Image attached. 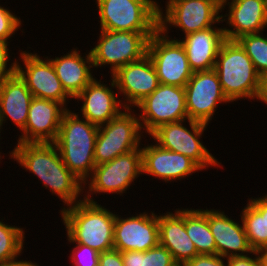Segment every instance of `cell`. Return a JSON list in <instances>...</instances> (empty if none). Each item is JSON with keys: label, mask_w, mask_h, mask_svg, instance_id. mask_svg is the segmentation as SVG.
I'll return each mask as SVG.
<instances>
[{"label": "cell", "mask_w": 267, "mask_h": 266, "mask_svg": "<svg viewBox=\"0 0 267 266\" xmlns=\"http://www.w3.org/2000/svg\"><path fill=\"white\" fill-rule=\"evenodd\" d=\"M15 144L8 151V159L16 161L23 170L40 179L51 195L58 196L64 203L61 210L83 199V183L66 167L55 143Z\"/></svg>", "instance_id": "6da1fadb"}, {"label": "cell", "mask_w": 267, "mask_h": 266, "mask_svg": "<svg viewBox=\"0 0 267 266\" xmlns=\"http://www.w3.org/2000/svg\"><path fill=\"white\" fill-rule=\"evenodd\" d=\"M105 207L82 199L59 210L68 242L89 246L99 253L114 249L116 213Z\"/></svg>", "instance_id": "7a4b0ae2"}, {"label": "cell", "mask_w": 267, "mask_h": 266, "mask_svg": "<svg viewBox=\"0 0 267 266\" xmlns=\"http://www.w3.org/2000/svg\"><path fill=\"white\" fill-rule=\"evenodd\" d=\"M98 131L99 126L80 118L79 113L74 110L67 109L54 142L66 167L83 184L96 166L94 148Z\"/></svg>", "instance_id": "3957f363"}, {"label": "cell", "mask_w": 267, "mask_h": 266, "mask_svg": "<svg viewBox=\"0 0 267 266\" xmlns=\"http://www.w3.org/2000/svg\"><path fill=\"white\" fill-rule=\"evenodd\" d=\"M214 70L224 94L232 103L247 98L258 102L262 77L236 40L226 39L222 43Z\"/></svg>", "instance_id": "277c9868"}, {"label": "cell", "mask_w": 267, "mask_h": 266, "mask_svg": "<svg viewBox=\"0 0 267 266\" xmlns=\"http://www.w3.org/2000/svg\"><path fill=\"white\" fill-rule=\"evenodd\" d=\"M189 124V128L186 125ZM208 124L185 119L167 123L155 129L149 137L161 148L185 155L193 160L202 170L209 167L223 168L222 163L210 153L201 138L204 137ZM203 135V136H202ZM154 139V140H153Z\"/></svg>", "instance_id": "5b68a950"}, {"label": "cell", "mask_w": 267, "mask_h": 266, "mask_svg": "<svg viewBox=\"0 0 267 266\" xmlns=\"http://www.w3.org/2000/svg\"><path fill=\"white\" fill-rule=\"evenodd\" d=\"M94 5L101 30L156 32L159 29L157 0H96Z\"/></svg>", "instance_id": "8992f818"}, {"label": "cell", "mask_w": 267, "mask_h": 266, "mask_svg": "<svg viewBox=\"0 0 267 266\" xmlns=\"http://www.w3.org/2000/svg\"><path fill=\"white\" fill-rule=\"evenodd\" d=\"M143 175L141 148L121 154L109 162L96 165L92 175L83 184V199H93L101 194L124 196L134 181ZM98 194V195H97Z\"/></svg>", "instance_id": "52a82bcc"}, {"label": "cell", "mask_w": 267, "mask_h": 266, "mask_svg": "<svg viewBox=\"0 0 267 266\" xmlns=\"http://www.w3.org/2000/svg\"><path fill=\"white\" fill-rule=\"evenodd\" d=\"M154 33L100 30L97 43L90 49L94 69L110 67L112 76L122 66L140 60L147 55Z\"/></svg>", "instance_id": "ba28073f"}, {"label": "cell", "mask_w": 267, "mask_h": 266, "mask_svg": "<svg viewBox=\"0 0 267 266\" xmlns=\"http://www.w3.org/2000/svg\"><path fill=\"white\" fill-rule=\"evenodd\" d=\"M136 112L126 108L108 123L99 126L94 148L95 165L141 148L144 132Z\"/></svg>", "instance_id": "9c48e42d"}, {"label": "cell", "mask_w": 267, "mask_h": 266, "mask_svg": "<svg viewBox=\"0 0 267 266\" xmlns=\"http://www.w3.org/2000/svg\"><path fill=\"white\" fill-rule=\"evenodd\" d=\"M165 10L160 7L159 30L168 36L171 27L182 31V36L223 25L221 8L211 0H166ZM165 11V12H164ZM221 23V24H220Z\"/></svg>", "instance_id": "30bf717a"}, {"label": "cell", "mask_w": 267, "mask_h": 266, "mask_svg": "<svg viewBox=\"0 0 267 266\" xmlns=\"http://www.w3.org/2000/svg\"><path fill=\"white\" fill-rule=\"evenodd\" d=\"M142 130L150 135L159 126L188 119L184 87L160 83L135 109Z\"/></svg>", "instance_id": "8fae6325"}, {"label": "cell", "mask_w": 267, "mask_h": 266, "mask_svg": "<svg viewBox=\"0 0 267 266\" xmlns=\"http://www.w3.org/2000/svg\"><path fill=\"white\" fill-rule=\"evenodd\" d=\"M147 54L154 64L159 83L185 87L191 79L193 71L179 40L165 36L158 29L149 38Z\"/></svg>", "instance_id": "7c38bea8"}, {"label": "cell", "mask_w": 267, "mask_h": 266, "mask_svg": "<svg viewBox=\"0 0 267 266\" xmlns=\"http://www.w3.org/2000/svg\"><path fill=\"white\" fill-rule=\"evenodd\" d=\"M19 52L16 73L25 82L33 97L59 102L68 109L72 98L63 89L52 62L47 57L43 56V59L41 54L36 52L21 49Z\"/></svg>", "instance_id": "4fadbf2b"}, {"label": "cell", "mask_w": 267, "mask_h": 266, "mask_svg": "<svg viewBox=\"0 0 267 266\" xmlns=\"http://www.w3.org/2000/svg\"><path fill=\"white\" fill-rule=\"evenodd\" d=\"M185 88L188 119L208 124L214 119L219 104L231 101L224 94L214 69L193 72Z\"/></svg>", "instance_id": "5bb4252c"}, {"label": "cell", "mask_w": 267, "mask_h": 266, "mask_svg": "<svg viewBox=\"0 0 267 266\" xmlns=\"http://www.w3.org/2000/svg\"><path fill=\"white\" fill-rule=\"evenodd\" d=\"M148 213L139 212L124 218L116 214L113 233L115 250L145 252L159 245L158 215L154 210Z\"/></svg>", "instance_id": "9a60e30c"}, {"label": "cell", "mask_w": 267, "mask_h": 266, "mask_svg": "<svg viewBox=\"0 0 267 266\" xmlns=\"http://www.w3.org/2000/svg\"><path fill=\"white\" fill-rule=\"evenodd\" d=\"M125 108H135L160 84L151 58L145 55L138 61L119 68L111 76Z\"/></svg>", "instance_id": "2e32d148"}, {"label": "cell", "mask_w": 267, "mask_h": 266, "mask_svg": "<svg viewBox=\"0 0 267 266\" xmlns=\"http://www.w3.org/2000/svg\"><path fill=\"white\" fill-rule=\"evenodd\" d=\"M110 83L101 81L96 77L74 98L81 105L80 117L87 119L97 126L108 123L118 116L125 108L116 88L113 78L110 76ZM105 82V83H104ZM113 89V90H112ZM115 90V91H114ZM119 97V98H118Z\"/></svg>", "instance_id": "e0dca14e"}, {"label": "cell", "mask_w": 267, "mask_h": 266, "mask_svg": "<svg viewBox=\"0 0 267 266\" xmlns=\"http://www.w3.org/2000/svg\"><path fill=\"white\" fill-rule=\"evenodd\" d=\"M142 167L143 174L166 183L172 181H181L193 173L202 171V169L190 158L170 150L161 148L155 142L143 144Z\"/></svg>", "instance_id": "ac0fdd59"}, {"label": "cell", "mask_w": 267, "mask_h": 266, "mask_svg": "<svg viewBox=\"0 0 267 266\" xmlns=\"http://www.w3.org/2000/svg\"><path fill=\"white\" fill-rule=\"evenodd\" d=\"M225 9L226 13L223 14ZM221 12V21L226 22L223 29L227 40H236L245 34L266 32V0H228Z\"/></svg>", "instance_id": "d6986e66"}, {"label": "cell", "mask_w": 267, "mask_h": 266, "mask_svg": "<svg viewBox=\"0 0 267 266\" xmlns=\"http://www.w3.org/2000/svg\"><path fill=\"white\" fill-rule=\"evenodd\" d=\"M66 110L59 102L33 97L25 128L20 132L17 142L54 143Z\"/></svg>", "instance_id": "ffe728a7"}, {"label": "cell", "mask_w": 267, "mask_h": 266, "mask_svg": "<svg viewBox=\"0 0 267 266\" xmlns=\"http://www.w3.org/2000/svg\"><path fill=\"white\" fill-rule=\"evenodd\" d=\"M208 224L214 237L217 254L221 257L246 256L254 252L248 242L242 220L237 222L224 210L210 208Z\"/></svg>", "instance_id": "44dd1931"}, {"label": "cell", "mask_w": 267, "mask_h": 266, "mask_svg": "<svg viewBox=\"0 0 267 266\" xmlns=\"http://www.w3.org/2000/svg\"><path fill=\"white\" fill-rule=\"evenodd\" d=\"M184 46L190 68L193 72L214 69L218 52L226 40L223 26H213L205 30L187 34L179 39Z\"/></svg>", "instance_id": "7402d4cb"}, {"label": "cell", "mask_w": 267, "mask_h": 266, "mask_svg": "<svg viewBox=\"0 0 267 266\" xmlns=\"http://www.w3.org/2000/svg\"><path fill=\"white\" fill-rule=\"evenodd\" d=\"M78 49L73 47L63 56L55 58L46 56L52 62L63 89L72 99L95 78L90 51L83 55Z\"/></svg>", "instance_id": "603a6c76"}, {"label": "cell", "mask_w": 267, "mask_h": 266, "mask_svg": "<svg viewBox=\"0 0 267 266\" xmlns=\"http://www.w3.org/2000/svg\"><path fill=\"white\" fill-rule=\"evenodd\" d=\"M180 208L174 213H158L159 244L172 254L175 262L186 263L199 254L185 230V209Z\"/></svg>", "instance_id": "cb8c5ba5"}, {"label": "cell", "mask_w": 267, "mask_h": 266, "mask_svg": "<svg viewBox=\"0 0 267 266\" xmlns=\"http://www.w3.org/2000/svg\"><path fill=\"white\" fill-rule=\"evenodd\" d=\"M32 99V93L17 73L0 79V120L2 129L9 119L22 132L28 119Z\"/></svg>", "instance_id": "d4e9b609"}, {"label": "cell", "mask_w": 267, "mask_h": 266, "mask_svg": "<svg viewBox=\"0 0 267 266\" xmlns=\"http://www.w3.org/2000/svg\"><path fill=\"white\" fill-rule=\"evenodd\" d=\"M246 203L239 219L242 220L251 248L259 251L267 247L266 194L248 198Z\"/></svg>", "instance_id": "484cf974"}, {"label": "cell", "mask_w": 267, "mask_h": 266, "mask_svg": "<svg viewBox=\"0 0 267 266\" xmlns=\"http://www.w3.org/2000/svg\"><path fill=\"white\" fill-rule=\"evenodd\" d=\"M185 230L198 254L217 255L214 237L208 224V208H185Z\"/></svg>", "instance_id": "4316f807"}, {"label": "cell", "mask_w": 267, "mask_h": 266, "mask_svg": "<svg viewBox=\"0 0 267 266\" xmlns=\"http://www.w3.org/2000/svg\"><path fill=\"white\" fill-rule=\"evenodd\" d=\"M0 220V262L20 257L25 245V230L21 226L9 225ZM21 227V228H20Z\"/></svg>", "instance_id": "83f0119b"}, {"label": "cell", "mask_w": 267, "mask_h": 266, "mask_svg": "<svg viewBox=\"0 0 267 266\" xmlns=\"http://www.w3.org/2000/svg\"><path fill=\"white\" fill-rule=\"evenodd\" d=\"M263 33L245 34L236 39L261 77L267 74V34Z\"/></svg>", "instance_id": "f1b7e54d"}, {"label": "cell", "mask_w": 267, "mask_h": 266, "mask_svg": "<svg viewBox=\"0 0 267 266\" xmlns=\"http://www.w3.org/2000/svg\"><path fill=\"white\" fill-rule=\"evenodd\" d=\"M124 266H171L175 263L172 254L160 244L145 252H121Z\"/></svg>", "instance_id": "f546056e"}, {"label": "cell", "mask_w": 267, "mask_h": 266, "mask_svg": "<svg viewBox=\"0 0 267 266\" xmlns=\"http://www.w3.org/2000/svg\"><path fill=\"white\" fill-rule=\"evenodd\" d=\"M68 244L74 245L68 256L72 266H99L100 253L97 250L79 243Z\"/></svg>", "instance_id": "4dcf8cb0"}, {"label": "cell", "mask_w": 267, "mask_h": 266, "mask_svg": "<svg viewBox=\"0 0 267 266\" xmlns=\"http://www.w3.org/2000/svg\"><path fill=\"white\" fill-rule=\"evenodd\" d=\"M22 23L20 17L13 13L9 7L0 5V38L11 42V37L15 36L16 31L21 30Z\"/></svg>", "instance_id": "1f68e13d"}, {"label": "cell", "mask_w": 267, "mask_h": 266, "mask_svg": "<svg viewBox=\"0 0 267 266\" xmlns=\"http://www.w3.org/2000/svg\"><path fill=\"white\" fill-rule=\"evenodd\" d=\"M10 41L0 38V79L16 73L17 58L12 60L10 57ZM13 62H9V61ZM11 63V64H10Z\"/></svg>", "instance_id": "d6a6232c"}, {"label": "cell", "mask_w": 267, "mask_h": 266, "mask_svg": "<svg viewBox=\"0 0 267 266\" xmlns=\"http://www.w3.org/2000/svg\"><path fill=\"white\" fill-rule=\"evenodd\" d=\"M226 260V262H225ZM225 262V263H224ZM187 266H228L227 258L220 255L199 254L186 262Z\"/></svg>", "instance_id": "836d02e7"}, {"label": "cell", "mask_w": 267, "mask_h": 266, "mask_svg": "<svg viewBox=\"0 0 267 266\" xmlns=\"http://www.w3.org/2000/svg\"><path fill=\"white\" fill-rule=\"evenodd\" d=\"M228 266H263L258 251H254L246 256L227 258Z\"/></svg>", "instance_id": "e575fe53"}, {"label": "cell", "mask_w": 267, "mask_h": 266, "mask_svg": "<svg viewBox=\"0 0 267 266\" xmlns=\"http://www.w3.org/2000/svg\"><path fill=\"white\" fill-rule=\"evenodd\" d=\"M99 266H124L121 252L115 249L101 252Z\"/></svg>", "instance_id": "d590c367"}, {"label": "cell", "mask_w": 267, "mask_h": 266, "mask_svg": "<svg viewBox=\"0 0 267 266\" xmlns=\"http://www.w3.org/2000/svg\"><path fill=\"white\" fill-rule=\"evenodd\" d=\"M21 257H18L16 259L7 261V262H0V266H40L36 262H31V260H24L20 259Z\"/></svg>", "instance_id": "8d00e7d4"}, {"label": "cell", "mask_w": 267, "mask_h": 266, "mask_svg": "<svg viewBox=\"0 0 267 266\" xmlns=\"http://www.w3.org/2000/svg\"><path fill=\"white\" fill-rule=\"evenodd\" d=\"M258 101L267 105V74L262 77L261 92Z\"/></svg>", "instance_id": "74e56055"}, {"label": "cell", "mask_w": 267, "mask_h": 266, "mask_svg": "<svg viewBox=\"0 0 267 266\" xmlns=\"http://www.w3.org/2000/svg\"><path fill=\"white\" fill-rule=\"evenodd\" d=\"M258 253L261 257L263 266H267V247L259 250Z\"/></svg>", "instance_id": "f35d334b"}, {"label": "cell", "mask_w": 267, "mask_h": 266, "mask_svg": "<svg viewBox=\"0 0 267 266\" xmlns=\"http://www.w3.org/2000/svg\"><path fill=\"white\" fill-rule=\"evenodd\" d=\"M213 1L216 5H218L221 9L224 7V5L228 2V0H211Z\"/></svg>", "instance_id": "ab89813d"}, {"label": "cell", "mask_w": 267, "mask_h": 266, "mask_svg": "<svg viewBox=\"0 0 267 266\" xmlns=\"http://www.w3.org/2000/svg\"><path fill=\"white\" fill-rule=\"evenodd\" d=\"M171 266H187L186 263L183 262H175Z\"/></svg>", "instance_id": "60d3db41"}, {"label": "cell", "mask_w": 267, "mask_h": 266, "mask_svg": "<svg viewBox=\"0 0 267 266\" xmlns=\"http://www.w3.org/2000/svg\"><path fill=\"white\" fill-rule=\"evenodd\" d=\"M1 131H4V130H2V124H1V120H0V140H1V138H2V137H1V135H2V134H1ZM0 145H1V144H0ZM0 149H1V146H0Z\"/></svg>", "instance_id": "b9f144b4"}, {"label": "cell", "mask_w": 267, "mask_h": 266, "mask_svg": "<svg viewBox=\"0 0 267 266\" xmlns=\"http://www.w3.org/2000/svg\"><path fill=\"white\" fill-rule=\"evenodd\" d=\"M266 225H267V194H266Z\"/></svg>", "instance_id": "7bdbcfd3"}, {"label": "cell", "mask_w": 267, "mask_h": 266, "mask_svg": "<svg viewBox=\"0 0 267 266\" xmlns=\"http://www.w3.org/2000/svg\"><path fill=\"white\" fill-rule=\"evenodd\" d=\"M1 154L2 152L0 151V163H1L2 158L4 159V156L3 155L1 156Z\"/></svg>", "instance_id": "ee69618b"}]
</instances>
